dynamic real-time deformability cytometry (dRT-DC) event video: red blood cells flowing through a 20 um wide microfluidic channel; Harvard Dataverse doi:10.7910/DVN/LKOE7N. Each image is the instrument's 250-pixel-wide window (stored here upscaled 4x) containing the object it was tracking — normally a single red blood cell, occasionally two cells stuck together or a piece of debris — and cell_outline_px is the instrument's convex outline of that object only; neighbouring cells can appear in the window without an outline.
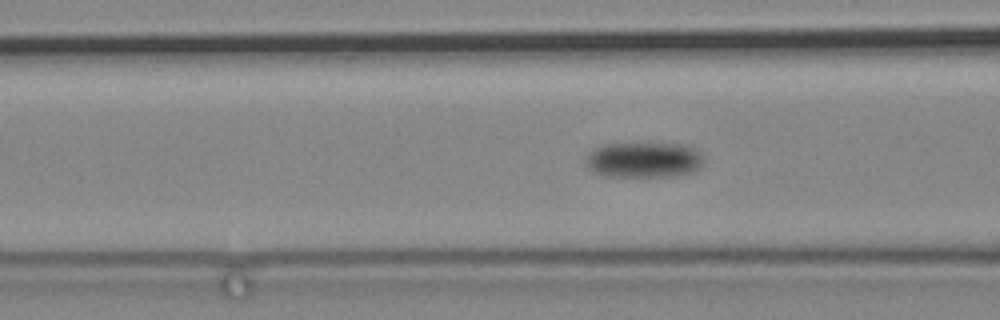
{"species": "common noctule bat (a hibernating species)", "species_latin": "Nyctalus noctula", "temperature_condition": "cold", "stored_images_in_passage": 71, "camera_frame_rate_fps": 3000, "um_per_image_px": 0.085, "animal": {"sex": "male", "body_mass_g": 19.2, "forearm_length_mm": 51.8}, "frame": {"image": 1, "passage_image": 53, "time_ms": 17.333, "image_size_px": [1000, 320], "cell_outline_px": [[704, 160], [700, 168], [696, 172], [676, 176], [604, 176], [592, 172], [588, 168], [584, 160], [584, 156], [592, 148], [600, 144], [680, 144], [692, 148], [700, 152]], "centroid_in_image_um": [54.68, 13.6], "position_along_channel_um": 111.9, "area_um2": 24.8}}
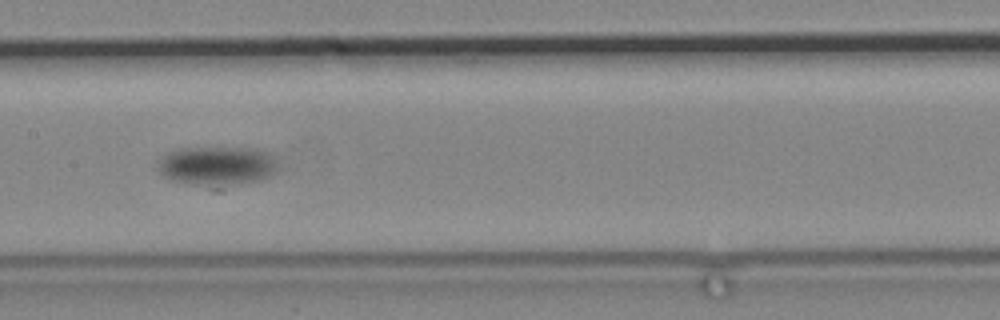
{"frame": {"image": 2, "passage_image": 62, "time_ms": 20.333, "image_size_px": [1000, 320], "cell_outline_px": [[280, 168], [272, 176], [260, 180], [220, 192], [216, 192], [172, 180], [164, 176], [156, 168], [156, 160], [160, 156], [168, 152], [180, 148], [256, 148], [268, 152], [272, 156]], "centroid_in_image_um": [18.45, 14.19], "position_along_channel_um": 189.0, "area_um2": 29.48}}
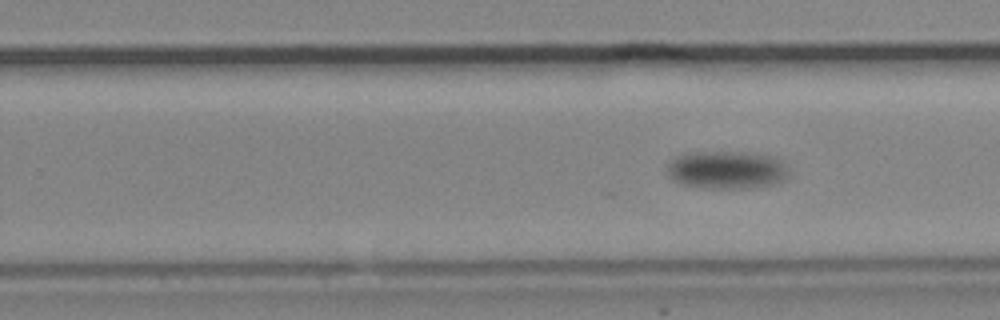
{"frame": {"image": 3, "passage_image": 71, "time_ms": 23.333, "image_size_px": [1000, 320], "cell_outline_px": [[788, 180], [772, 184], [744, 188], [704, 188], [684, 184], [672, 180], [668, 176], [668, 164], [676, 156], [692, 152], [740, 152], [772, 156], [784, 160], [788, 172]], "centroid_in_image_um": [61.8, 14.44], "position_along_channel_um": 268.0, "area_um2": 26.93}}